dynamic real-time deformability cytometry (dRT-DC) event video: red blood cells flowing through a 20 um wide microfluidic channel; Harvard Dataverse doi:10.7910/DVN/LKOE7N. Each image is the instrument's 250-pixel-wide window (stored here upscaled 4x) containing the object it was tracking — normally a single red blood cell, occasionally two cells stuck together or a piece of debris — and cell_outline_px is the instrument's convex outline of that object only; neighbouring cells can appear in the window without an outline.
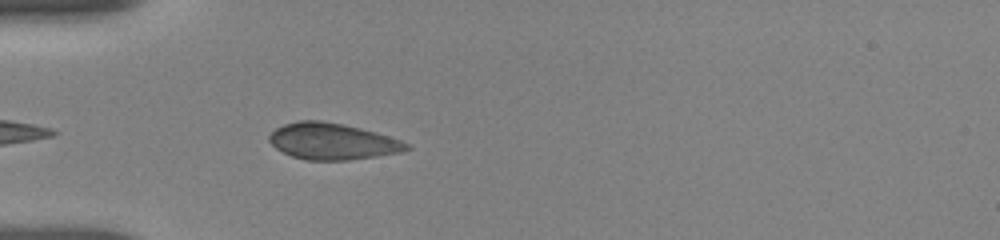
{"species": "human", "species_latin": "Homo sapiens", "temperature_condition": "room temperature", "stored_images_in_passage": 7, "camera_frame_rate_fps": 3000, "um_per_image_px": 0.085, "donor": {"sex": "female"}, "frame": {"image": 1, "passage_image": 3, "time_ms": 0.667, "image_size_px": [1000, 240], "cell_outline_px": [[412, 148], [400, 152], [376, 156], [348, 160], [304, 160], [292, 156], [276, 148], [268, 140], [268, 136], [276, 128], [284, 124], [300, 120], [320, 120], [344, 124], [360, 128], [388, 136], [400, 140], [408, 144]], "centroid_in_image_um": [28.23, 12.01], "position_along_channel_um": 56.8, "area_um2": 28.96}}
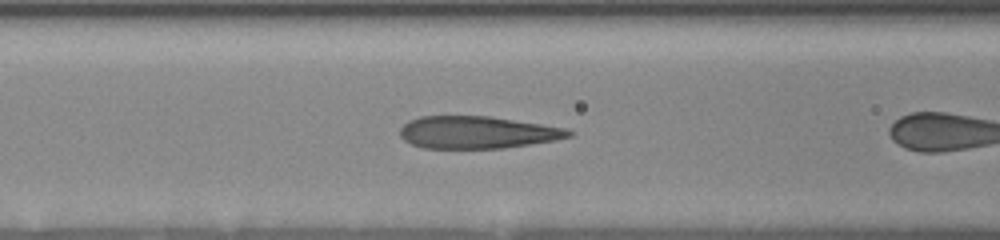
{"frame": {"image": 2, "passage_image": 6, "time_ms": 1.667, "image_size_px": [1000, 240], "cell_outline_px": [[576, 132], [572, 136], [556, 140], [504, 148], [424, 148], [412, 144], [404, 140], [400, 136], [400, 128], [408, 120], [420, 116], [492, 116], [568, 128]], "centroid_in_image_um": [40.61, 11.24], "position_along_channel_um": 126.0, "area_um2": 32.08}}